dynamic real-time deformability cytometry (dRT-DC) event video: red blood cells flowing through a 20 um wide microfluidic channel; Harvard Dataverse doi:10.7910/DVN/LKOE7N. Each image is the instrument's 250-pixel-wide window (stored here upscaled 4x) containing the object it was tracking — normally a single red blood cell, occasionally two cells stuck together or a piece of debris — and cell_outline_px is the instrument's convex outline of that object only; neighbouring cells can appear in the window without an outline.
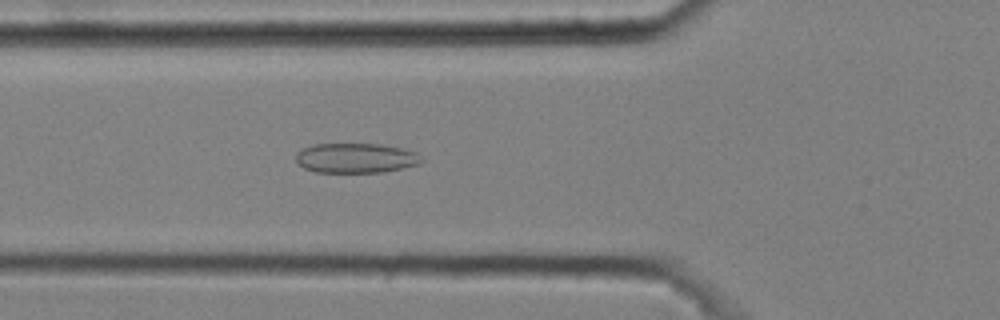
{"species": "common noctule bat (a hibernating species)", "species_latin": "Nyctalus noctula", "temperature_condition": "cold", "stored_images_in_passage": 51, "camera_frame_rate_fps": 3000, "um_per_image_px": 0.085, "animal": {"sex": "male", "body_mass_g": 20.4}, "frame": {"image": 1, "passage_image": 18, "time_ms": 5.667, "image_size_px": [1000, 320], "cell_outline_px": [[424, 160], [420, 164], [384, 172], [316, 172], [304, 168], [296, 160], [296, 152], [312, 144], [380, 144], [400, 148], [416, 152]], "centroid_in_image_um": [30.25, 13.43], "position_along_channel_um": 95.5, "area_um2": 21.79}}
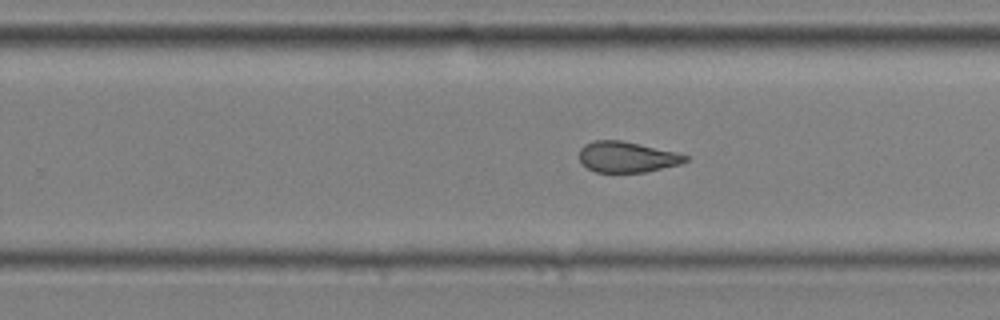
{"frame": {"image": 2, "passage_image": 33, "time_ms": 10.667, "image_size_px": [1000, 320], "cell_outline_px": [[688, 160], [680, 164], [644, 172], [596, 172], [588, 168], [580, 160], [580, 148], [584, 144], [592, 140], [620, 140], [676, 152], [688, 156]], "centroid_in_image_um": [53.27, 13.34], "position_along_channel_um": 276.5, "area_um2": 18.84}}
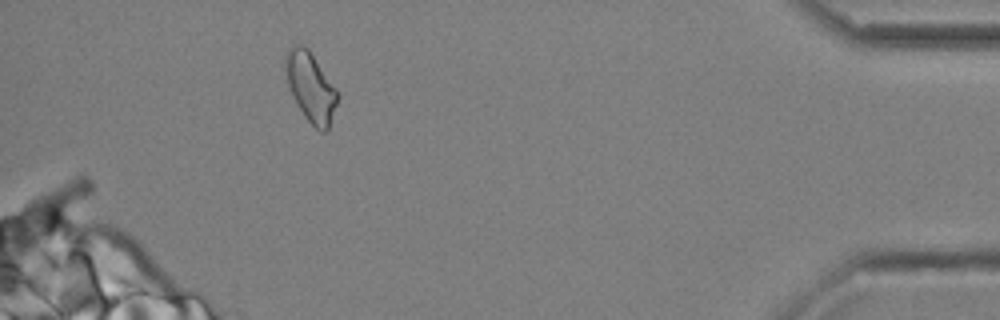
{"frame": {"image": 3, "passage_image": 48, "time_ms": 15.667, "image_size_px": [1000, 320], "cell_outline_px": [[340, 96], [328, 132], [320, 132], [304, 116], [292, 96], [288, 88], [284, 68], [284, 56], [288, 48], [296, 44], [300, 44], [308, 48], [336, 88]], "centroid_in_image_um": [26.4, 7.4], "position_along_channel_um": 408.8, "area_um2": 21.44}, "authors_computed_cell_mechanics": {"area_um2": 20.23, "velocity_mm_per_s": 3.6144, "shape_relaxation_time_tau1_ms": null, "shape_relaxation_time_tau2_ms": 2.6389, "deformation_change_tau1": null, "deformation_change_tau2": 0.1106}}